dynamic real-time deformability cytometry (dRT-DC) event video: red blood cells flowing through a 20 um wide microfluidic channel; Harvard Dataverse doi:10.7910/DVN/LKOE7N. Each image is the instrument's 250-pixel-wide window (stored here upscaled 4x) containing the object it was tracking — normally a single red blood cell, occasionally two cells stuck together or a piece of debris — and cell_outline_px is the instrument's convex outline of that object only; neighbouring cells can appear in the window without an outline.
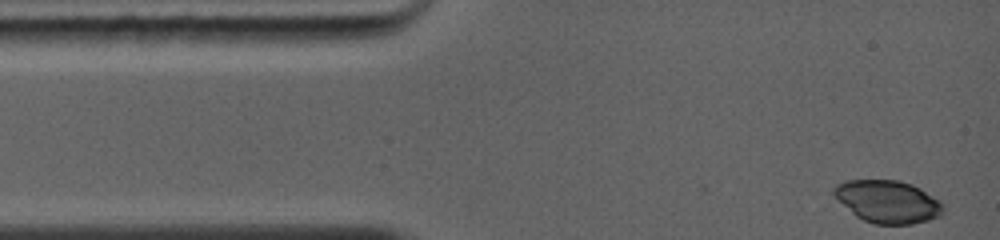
{"species": "common noctule bat (a hibernating species)", "species_latin": "Nyctalus noctula", "temperature_condition": "warm", "stored_images_in_passage": 43, "camera_frame_rate_fps": 5000, "um_per_image_px": 0.085, "animal": {"sex": "female", "body_mass_g": 19.0, "forearm_length_mm": 56.7}, "frame": {"image": 1, "passage_image": 1, "time_ms": 0.0, "image_size_px": [1000, 240], "cell_outline_px": [[944, 212], [940, 216], [928, 220], [912, 224], [876, 224], [864, 220], [856, 216], [832, 192], [832, 188], [836, 184], [844, 180], [900, 180], [912, 184], [920, 188], [940, 200], [944, 204]], "centroid_in_image_um": [75.5, 17.12], "position_along_channel_um": 9.5, "area_um2": 27.11}}
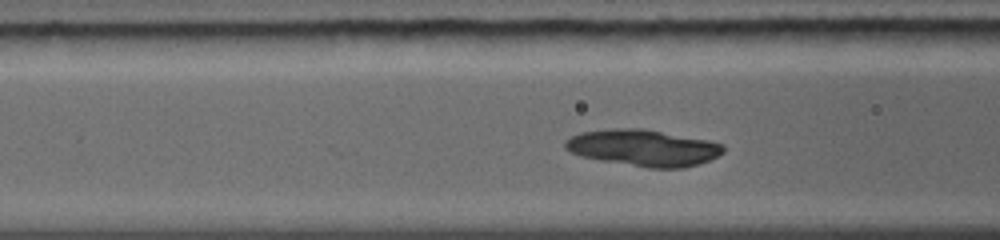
{"frame": {"image": 2, "passage_image": 29, "time_ms": 3.8, "image_size_px": [1000, 240], "cell_outline_px": [[724, 152], [708, 160], [684, 168], [648, 168], [600, 160], [580, 156], [564, 148], [564, 140], [580, 132], [612, 128], [644, 128], [708, 140], [724, 144]], "centroid_in_image_um": [54.66, 12.55], "position_along_channel_um": 111.9, "area_um2": 33.7}}
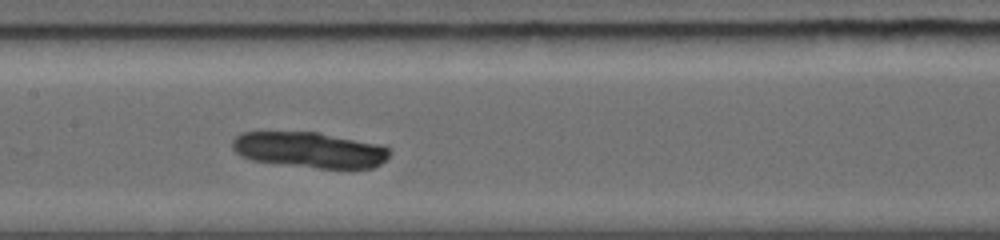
{"frame": {"image": 3, "passage_image": 42, "time_ms": 5.4, "image_size_px": [1000, 240], "cell_outline_px": [[392, 152], [388, 160], [372, 168], [320, 168], [252, 160], [240, 156], [232, 148], [232, 140], [240, 132], [320, 132], [384, 144], [392, 148]], "centroid_in_image_um": [26.41, 12.72], "position_along_channel_um": 181.0, "area_um2": 33.23}}